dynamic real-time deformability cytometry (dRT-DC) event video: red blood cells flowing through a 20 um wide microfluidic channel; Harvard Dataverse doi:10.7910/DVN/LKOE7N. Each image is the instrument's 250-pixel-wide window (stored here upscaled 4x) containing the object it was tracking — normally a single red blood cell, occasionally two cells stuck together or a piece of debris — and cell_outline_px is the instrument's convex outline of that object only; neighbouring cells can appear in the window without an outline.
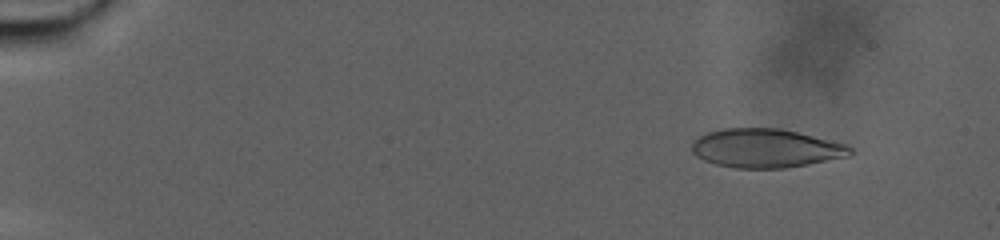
{"species": "human", "species_latin": "Homo sapiens", "temperature_condition": "warm", "stored_images_in_passage": 90, "camera_frame_rate_fps": 3000, "um_per_image_px": 0.085, "donor": {"sex": "male"}, "frame": {"image": 1, "passage_image": 10, "time_ms": 3.0, "image_size_px": [1000, 240], "cell_outline_px": [[852, 152], [848, 156], [808, 164], [784, 168], [736, 168], [716, 164], [704, 160], [696, 156], [692, 152], [692, 140], [708, 132], [724, 128], [780, 128], [848, 144], [852, 148]], "centroid_in_image_um": [65.08, 12.59], "position_along_channel_um": 19.9, "area_um2": 35.78}}
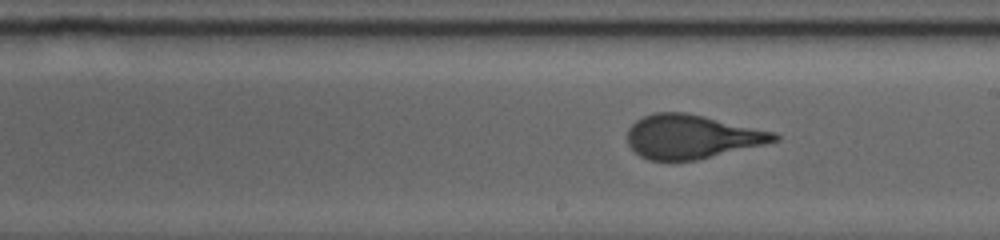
{"frame": {"image": 2, "passage_image": 54, "time_ms": 17.667, "image_size_px": [1000, 240], "cell_outline_px": [[780, 140], [764, 144], [696, 160], [648, 160], [640, 156], [628, 144], [628, 128], [636, 120], [652, 112], [684, 112], [704, 116], [776, 132], [780, 136]], "centroid_in_image_um": [58.79, 11.61], "position_along_channel_um": 230.2, "area_um2": 37.4}}
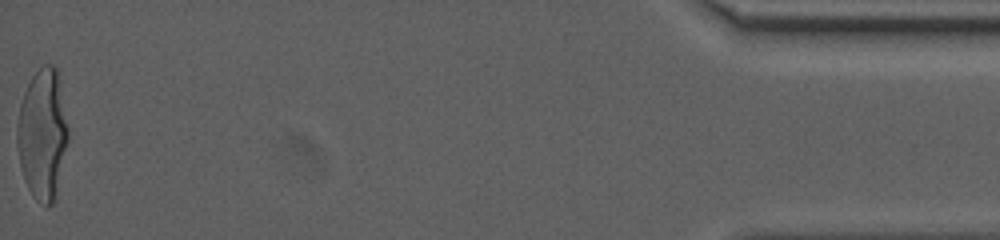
{"frame": {"image": 3, "passage_image": 90, "time_ms": 29.667, "image_size_px": [1000, 240], "cell_outline_px": [[68, 140], [52, 204], [48, 208], [44, 208], [32, 196], [24, 180], [20, 164], [16, 140], [16, 128], [20, 104], [24, 92], [32, 76], [44, 64], [52, 64], [56, 68], [68, 128]], "centroid_in_image_um": [3.58, 11.43], "position_along_channel_um": 431.6, "area_um2": 38.38}}